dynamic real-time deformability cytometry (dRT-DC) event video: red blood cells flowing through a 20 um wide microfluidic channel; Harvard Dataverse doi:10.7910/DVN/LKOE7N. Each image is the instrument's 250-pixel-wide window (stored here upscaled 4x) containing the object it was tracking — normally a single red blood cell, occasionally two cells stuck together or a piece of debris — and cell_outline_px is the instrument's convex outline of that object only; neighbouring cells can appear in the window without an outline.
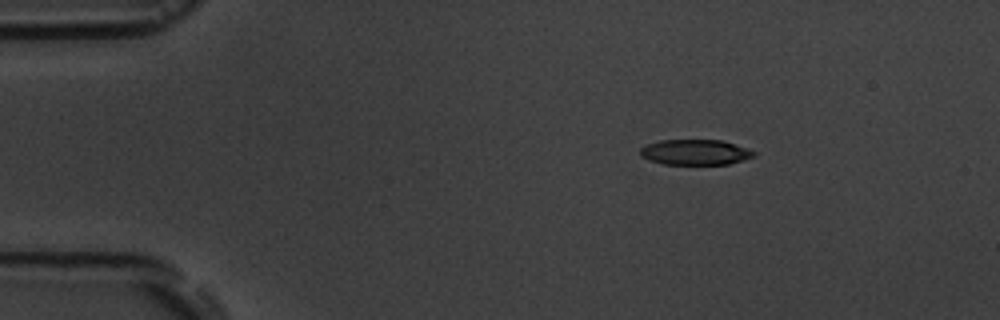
{"species": "common noctule bat (a hibernating species)", "species_latin": "Nyctalus noctula", "temperature_condition": "room temperature", "stored_images_in_passage": 3, "camera_frame_rate_fps": 3000, "um_per_image_px": 0.085, "animal": {"sex": "male", "body_mass_g": 19.5, "forearm_length_mm": 54.6}, "frame": {"image": 1, "passage_image": 1, "time_ms": 0.0, "image_size_px": [1000, 320], "cell_outline_px": [[756, 156], [744, 160], [728, 164], [664, 164], [648, 160], [640, 156], [640, 148], [648, 144], [660, 140], [724, 140], [748, 148], [756, 152]], "centroid_in_image_um": [59.12, 12.93], "position_along_channel_um": 25.9, "area_um2": 16.99}}